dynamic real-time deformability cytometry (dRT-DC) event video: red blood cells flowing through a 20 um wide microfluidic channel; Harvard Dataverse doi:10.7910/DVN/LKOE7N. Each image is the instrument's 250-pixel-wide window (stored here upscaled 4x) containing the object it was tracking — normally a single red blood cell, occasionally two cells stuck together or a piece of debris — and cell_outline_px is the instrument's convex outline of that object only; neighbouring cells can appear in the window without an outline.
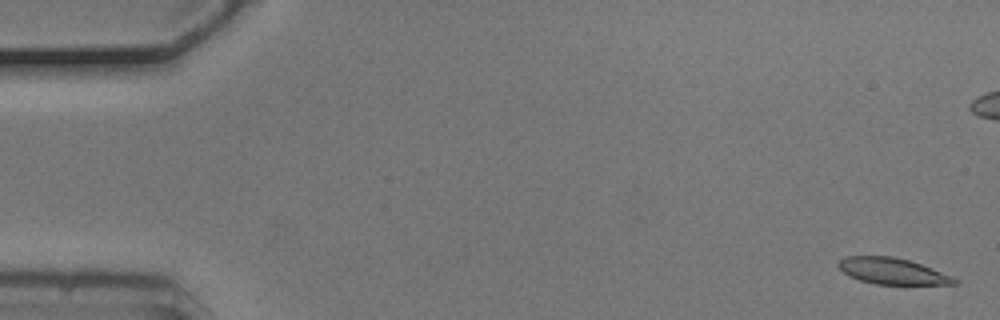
{"species": "common noctule bat (a hibernating species)", "species_latin": "Nyctalus noctula", "temperature_condition": "cold", "stored_images_in_passage": 6, "camera_frame_rate_fps": 3000, "um_per_image_px": 0.085, "animal": {"sex": "male", "body_mass_g": 20.5, "forearm_length_mm": 52.5}, "frame": {"image": 1, "passage_image": 1, "time_ms": 0.0, "image_size_px": [1000, 320], "cell_outline_px": [[960, 284], [876, 284], [860, 280], [848, 276], [836, 264], [844, 256], [892, 256], [908, 260], [932, 268], [952, 276], [960, 280]], "centroid_in_image_um": [75.86, 23.04], "position_along_channel_um": 9.1, "area_um2": 17.69}}